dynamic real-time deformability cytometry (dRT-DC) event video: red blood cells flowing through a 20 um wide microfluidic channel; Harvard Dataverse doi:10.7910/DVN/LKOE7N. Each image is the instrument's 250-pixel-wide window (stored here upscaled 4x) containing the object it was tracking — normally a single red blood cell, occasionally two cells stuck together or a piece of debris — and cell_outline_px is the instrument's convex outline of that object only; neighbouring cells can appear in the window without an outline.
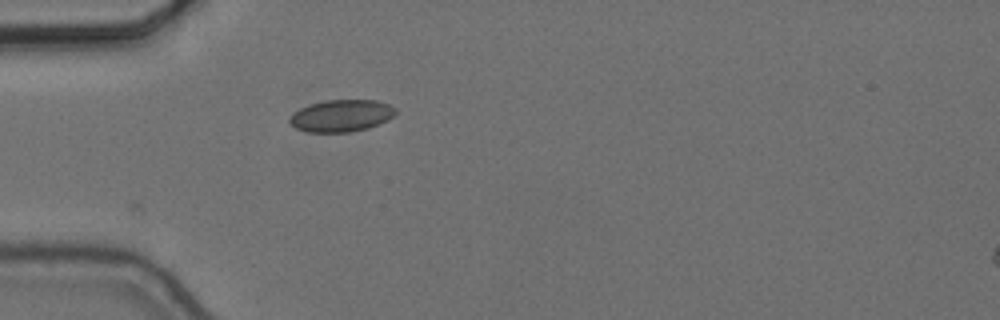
{"species": "common noctule bat (a hibernating species)", "species_latin": "Nyctalus noctula", "temperature_condition": "cold", "stored_images_in_passage": 5, "camera_frame_rate_fps": 3000, "um_per_image_px": 0.085, "animal": {"sex": "female", "body_mass_g": 24.6, "forearm_length_mm": 56.2}, "frame": {"image": 1, "passage_image": 1, "time_ms": 0.0, "image_size_px": [1000, 320], "cell_outline_px": [[396, 112], [388, 120], [380, 124], [368, 128], [348, 132], [308, 132], [296, 128], [288, 120], [288, 116], [300, 108], [312, 104], [328, 100], [376, 100], [388, 104], [396, 108]], "centroid_in_image_um": [29.02, 9.84], "position_along_channel_um": 56.0, "area_um2": 19.71}}
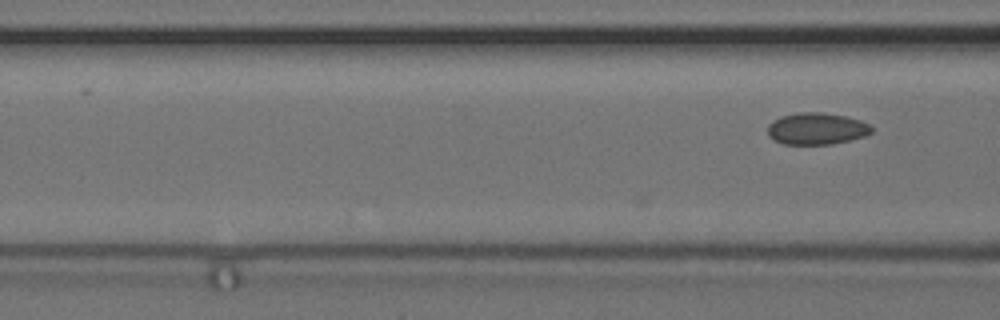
{"frame": {"image": 2, "passage_image": 5, "time_ms": 1.333, "image_size_px": [1000, 320], "cell_outline_px": [[876, 128], [872, 132], [864, 136], [832, 144], [784, 144], [768, 136], [768, 124], [772, 120], [780, 116], [800, 112], [820, 112], [844, 116], [860, 120]], "centroid_in_image_um": [69.41, 10.93], "position_along_channel_um": 97.2, "area_um2": 19.25}}